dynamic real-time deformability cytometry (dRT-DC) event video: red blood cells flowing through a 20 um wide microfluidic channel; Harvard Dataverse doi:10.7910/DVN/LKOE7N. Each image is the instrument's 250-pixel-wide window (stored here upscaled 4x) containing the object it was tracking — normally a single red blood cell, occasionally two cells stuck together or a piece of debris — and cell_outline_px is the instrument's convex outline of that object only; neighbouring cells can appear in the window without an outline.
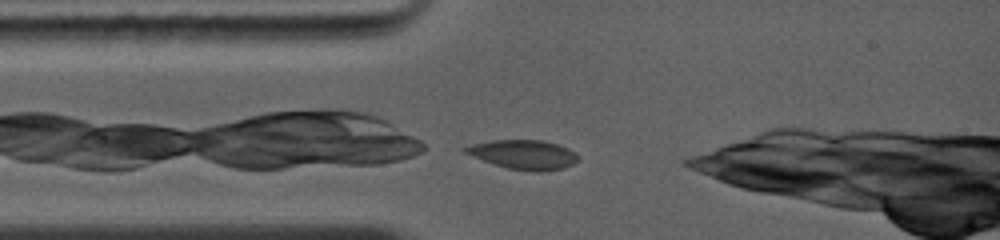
{"species": "common noctule bat (a hibernating species)", "species_latin": "Nyctalus noctula", "temperature_condition": "warm", "stored_images_in_passage": 10, "camera_frame_rate_fps": 5000, "um_per_image_px": 0.085, "animal": {"sex": "female", "body_mass_g": 19.0, "forearm_length_mm": 56.7}, "frame": {"image": 1, "passage_image": 1, "time_ms": 0.0, "image_size_px": [1000, 240], "cell_outline_px": [[580, 156], [572, 164], [564, 168], [540, 172], [536, 172], [508, 168], [472, 156], [464, 152], [460, 148], [472, 144], [492, 140], [544, 140], [568, 148], [576, 152]], "centroid_in_image_um": [44.51, 13.13], "position_along_channel_um": 40.5, "area_um2": 19.19}}
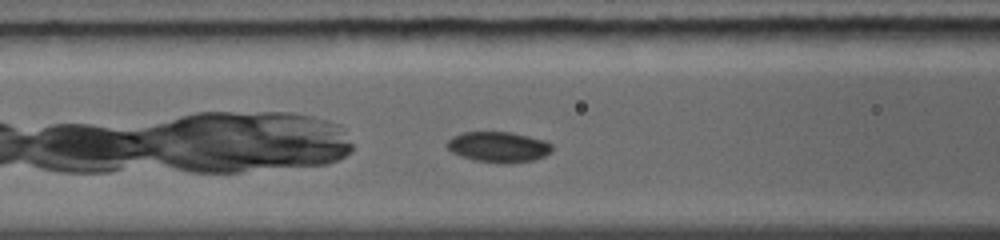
{"frame": {"image": 2, "passage_image": 6, "time_ms": 2.0, "image_size_px": [1000, 240], "cell_outline_px": [[552, 152], [544, 156], [532, 160], [508, 164], [500, 164], [472, 160], [460, 156], [452, 152], [444, 144], [452, 136], [464, 132], [508, 132], [528, 136], [544, 140], [552, 144]], "centroid_in_image_um": [42.35, 12.5], "position_along_channel_um": 124.3, "area_um2": 18.9}}
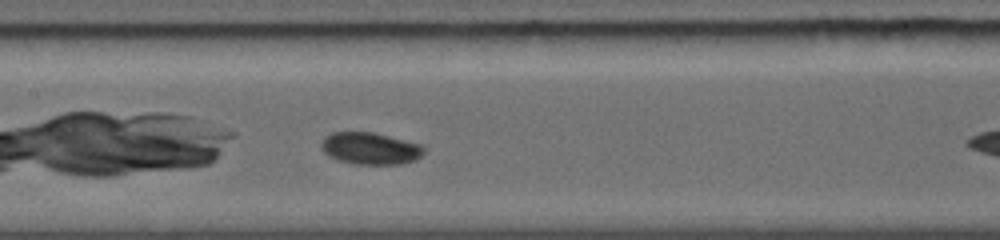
{"frame": {"image": 3, "passage_image": 9, "time_ms": 3.2, "image_size_px": [1000, 240], "cell_outline_px": [[424, 152], [416, 160], [400, 164], [352, 164], [336, 160], [328, 156], [320, 148], [320, 140], [324, 136], [332, 132], [372, 132], [420, 144], [424, 148]], "centroid_in_image_um": [31.4, 12.62], "position_along_channel_um": 176.0, "area_um2": 19.31}}